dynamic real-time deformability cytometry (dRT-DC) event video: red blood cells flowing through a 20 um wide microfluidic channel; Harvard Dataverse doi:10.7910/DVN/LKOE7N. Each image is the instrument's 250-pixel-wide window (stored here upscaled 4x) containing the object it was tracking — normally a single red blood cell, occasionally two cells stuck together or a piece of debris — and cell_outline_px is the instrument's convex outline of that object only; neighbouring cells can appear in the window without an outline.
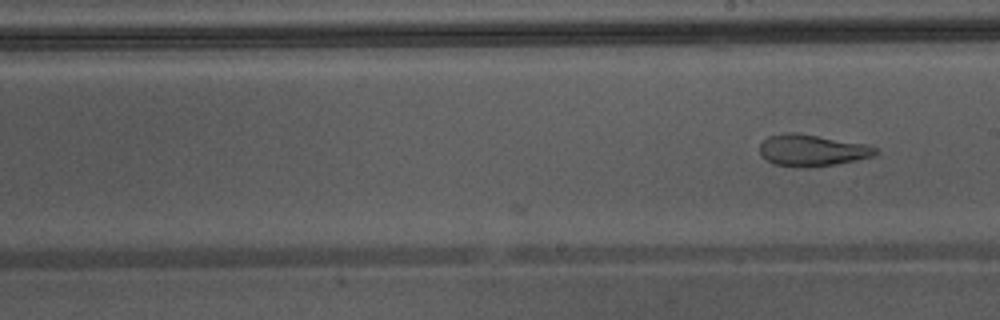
{"species": "Egyptian fruit bat (a non-hibernating species)", "species_latin": "Rousettus aegyptiacus", "temperature_condition": "warm", "stored_images_in_passage": 19, "camera_frame_rate_fps": 3000, "um_per_image_px": 0.085, "animal": {"sex": "male"}, "frame": {"image": 1, "passage_image": 19, "time_ms": 6.0, "image_size_px": [1000, 320], "cell_outline_px": [[880, 152], [876, 156], [836, 164], [804, 168], [776, 164], [768, 160], [760, 152], [760, 144], [768, 136], [788, 132], [796, 132], [868, 144], [876, 148]], "centroid_in_image_um": [69.08, 12.77], "position_along_channel_um": 219.9, "area_um2": 21.39}}